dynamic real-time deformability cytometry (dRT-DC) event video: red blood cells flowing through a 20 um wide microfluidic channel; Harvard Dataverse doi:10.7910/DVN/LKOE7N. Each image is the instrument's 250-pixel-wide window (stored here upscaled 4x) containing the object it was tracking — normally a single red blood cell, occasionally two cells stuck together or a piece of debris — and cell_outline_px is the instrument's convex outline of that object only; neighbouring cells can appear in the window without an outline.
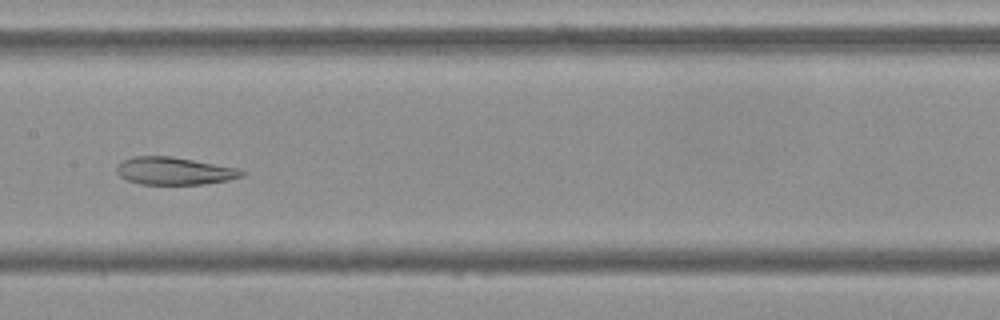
{"species": "Egyptian fruit bat (a non-hibernating species)", "species_latin": "Rousettus aegyptiacus", "temperature_condition": "cold", "stored_images_in_passage": 50, "camera_frame_rate_fps": 3000, "um_per_image_px": 0.085, "frame": {"image": 1, "passage_image": 23, "time_ms": 7.333, "image_size_px": [1000, 320], "cell_outline_px": [[248, 172], [244, 176], [228, 180], [204, 184], [140, 184], [124, 180], [116, 172], [116, 164], [132, 156], [172, 156], [240, 168]], "centroid_in_image_um": [14.83, 14.53], "position_along_channel_um": 192.6, "area_um2": 20.46}}
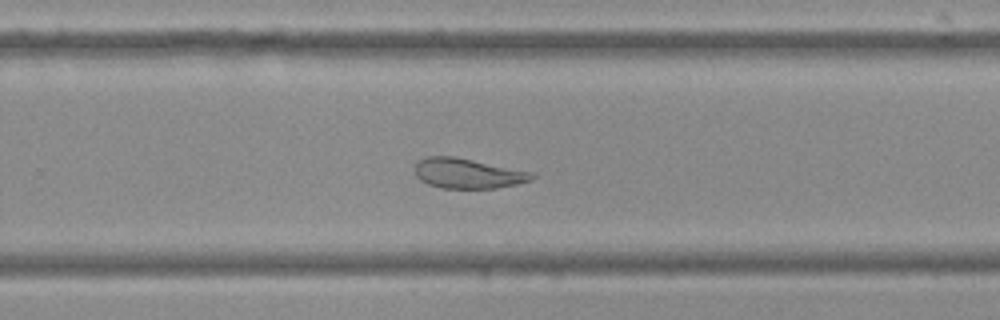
{"frame": {"image": 2, "passage_image": 31, "time_ms": 10.0, "image_size_px": [1000, 320], "cell_outline_px": [[536, 176], [532, 180], [516, 184], [496, 188], [440, 188], [428, 184], [420, 180], [416, 176], [416, 164], [420, 160], [428, 156], [456, 156], [536, 172]], "centroid_in_image_um": [39.82, 14.73], "position_along_channel_um": 290.0, "area_um2": 20.75}}
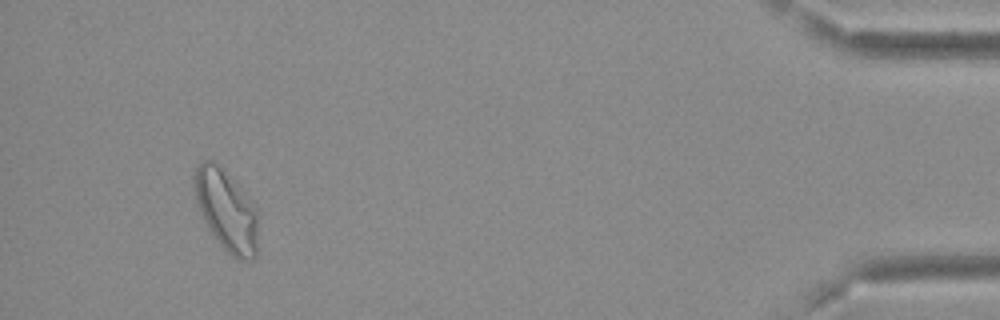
{"frame": {"image": 3, "passage_image": 47, "time_ms": 15.333, "image_size_px": [1000, 320], "cell_outline_px": [[260, 212], [256, 256], [252, 260], [236, 260], [216, 240], [208, 228], [196, 204], [192, 176], [200, 160], [216, 160], [252, 200]], "centroid_in_image_um": [19.27, 17.86], "position_along_channel_um": 415.9, "area_um2": 31.21}, "authors_computed_cell_mechanics": {"area_um2": 25.5765, "velocity_mm_per_s": 3.6649, "shape_relaxation_time_tau1_ms": null, "shape_relaxation_time_tau2_ms": 3.556, "deformation_change_tau1": null, "deformation_change_tau2": 0.0775}}